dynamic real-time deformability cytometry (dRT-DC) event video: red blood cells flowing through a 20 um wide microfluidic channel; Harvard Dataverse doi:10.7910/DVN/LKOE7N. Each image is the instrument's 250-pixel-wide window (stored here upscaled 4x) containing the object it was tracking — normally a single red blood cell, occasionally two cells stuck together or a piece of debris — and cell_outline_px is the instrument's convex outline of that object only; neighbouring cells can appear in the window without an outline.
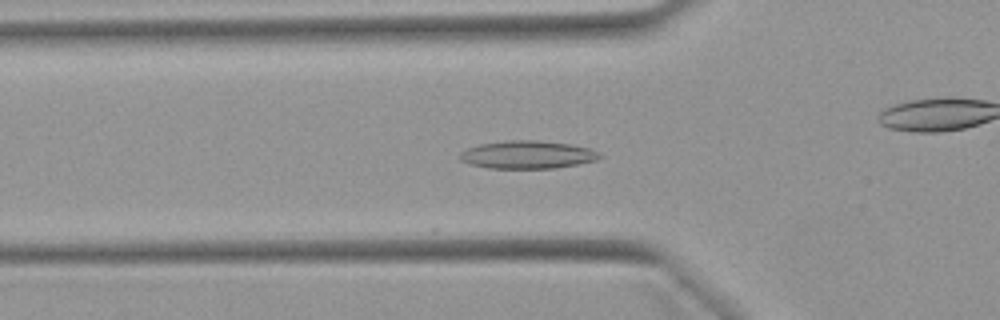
{"species": "Egyptian fruit bat (a non-hibernating species)", "species_latin": "Rousettus aegyptiacus", "temperature_condition": "warm", "stored_images_in_passage": 53, "camera_frame_rate_fps": 3000, "um_per_image_px": 0.085, "animal": {"sex": "female"}, "frame": {"image": 1, "passage_image": 18, "time_ms": 5.667, "image_size_px": [1000, 320], "cell_outline_px": [[604, 156], [596, 160], [556, 168], [488, 168], [472, 164], [460, 160], [460, 152], [468, 148], [480, 144], [508, 140], [536, 140], [572, 144], [588, 148]], "centroid_in_image_um": [44.84, 13.14], "position_along_channel_um": 81.0, "area_um2": 22.54}}
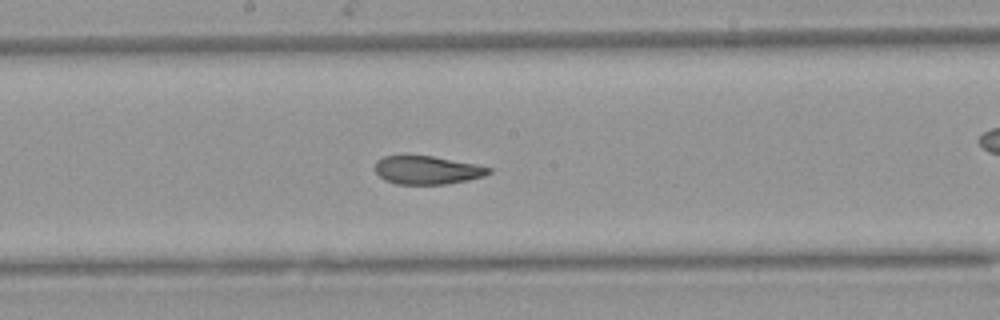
{"frame": {"image": 2, "passage_image": 28, "time_ms": 9.0, "image_size_px": [1000, 320], "cell_outline_px": [[492, 172], [484, 176], [468, 180], [448, 184], [396, 184], [384, 180], [372, 168], [376, 160], [384, 156], [432, 156], [476, 164], [492, 168]], "centroid_in_image_um": [36.29, 14.46], "position_along_channel_um": 211.9, "area_um2": 18.9}}
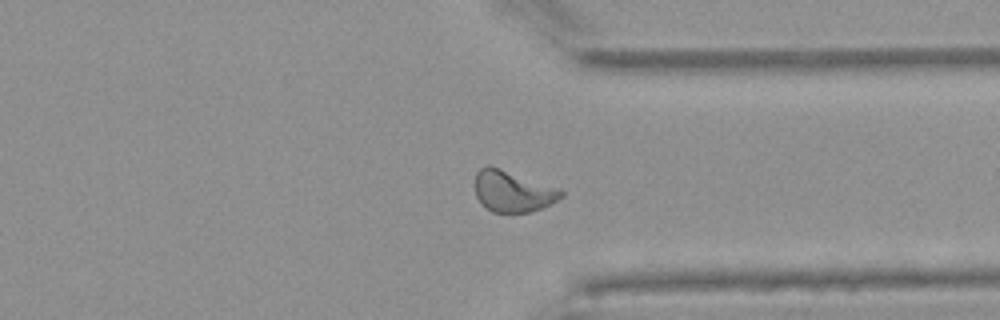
{"frame": {"image": 3, "passage_image": 40, "time_ms": 13.0, "image_size_px": [1000, 320], "cell_outline_px": [[564, 196], [532, 212], [492, 212], [480, 204], [476, 196], [476, 172], [480, 168], [488, 164], [500, 168], [556, 188], [564, 192]], "centroid_in_image_um": [43.52, 16.26], "position_along_channel_um": 367.9, "area_um2": 20.35}, "authors_computed_cell_mechanics": {"area_um2": 20.808, "velocity_mm_per_s": 3.9236, "shape_relaxation_time_tau1_ms": 7.7207, "shape_relaxation_time_tau2_ms": 1.3279, "deformation_change_tau1": 0.2242, "deformation_change_tau2": 0.0833}}